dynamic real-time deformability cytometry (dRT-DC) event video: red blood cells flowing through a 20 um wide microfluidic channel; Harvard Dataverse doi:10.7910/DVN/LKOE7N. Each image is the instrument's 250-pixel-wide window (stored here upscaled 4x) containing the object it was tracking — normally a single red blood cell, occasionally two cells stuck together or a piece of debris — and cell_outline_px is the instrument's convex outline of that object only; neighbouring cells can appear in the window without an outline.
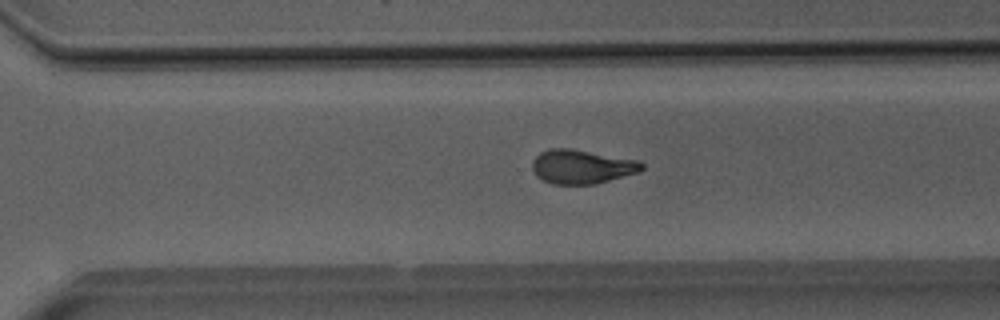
{"species": "Egyptian fruit bat (a non-hibernating species)", "species_latin": "Rousettus aegyptiacus", "temperature_condition": "room temperature", "stored_images_in_passage": 40, "camera_frame_rate_fps": 3000, "um_per_image_px": 0.085, "animal": {"sex": "male"}, "frame": {"image": 1, "passage_image": 34, "time_ms": 11.0, "image_size_px": [1000, 320], "cell_outline_px": [[644, 168], [640, 172], [596, 184], [552, 184], [536, 176], [532, 168], [532, 160], [540, 152], [548, 148], [568, 148], [640, 160], [644, 164]], "centroid_in_image_um": [49.47, 14.16], "position_along_channel_um": 321.1, "area_um2": 21.91}}